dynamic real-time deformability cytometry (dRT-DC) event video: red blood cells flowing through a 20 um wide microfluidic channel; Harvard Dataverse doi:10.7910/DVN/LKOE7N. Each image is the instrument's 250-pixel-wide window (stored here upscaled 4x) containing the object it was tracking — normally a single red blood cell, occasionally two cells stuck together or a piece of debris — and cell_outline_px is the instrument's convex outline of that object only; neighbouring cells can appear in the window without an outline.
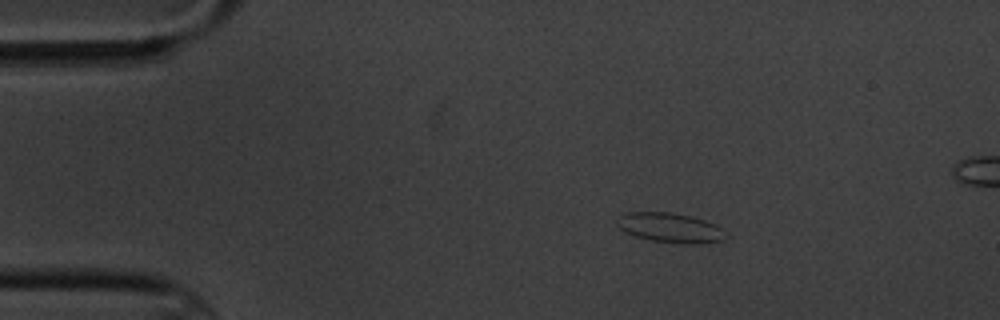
{"species": "common noctule bat (a hibernating species)", "species_latin": "Nyctalus noctula", "temperature_condition": "cold", "stored_images_in_passage": 4, "segment_of_instrument_passage": [1, 2], "camera_frame_rate_fps": 3000, "um_per_image_px": 0.085, "animal": {"sex": "male", "body_mass_g": 20.1, "forearm_length_mm": 53.5}, "frame": {"image": 1, "passage_image": 1, "time_ms": 0.0, "image_size_px": [1000, 320], "cell_outline_px": [[728, 236], [724, 240], [704, 244], [684, 244], [652, 240], [636, 236], [620, 228], [616, 224], [620, 216], [624, 212], [668, 212], [692, 216], [716, 224], [724, 228], [728, 232]], "centroid_in_image_um": [57.07, 19.36], "position_along_channel_um": 27.9, "area_um2": 19.02}}